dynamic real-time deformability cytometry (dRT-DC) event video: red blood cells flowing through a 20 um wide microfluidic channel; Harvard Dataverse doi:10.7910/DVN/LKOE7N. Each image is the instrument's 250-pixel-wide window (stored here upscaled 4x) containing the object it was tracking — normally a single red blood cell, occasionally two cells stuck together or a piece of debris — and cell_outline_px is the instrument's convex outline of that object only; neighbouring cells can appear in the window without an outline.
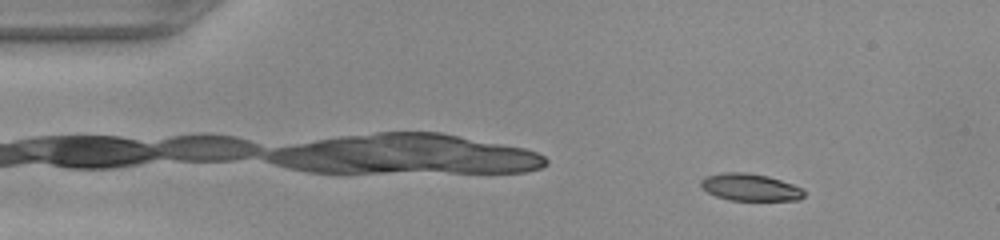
{"species": "common noctule bat (a hibernating species)", "species_latin": "Nyctalus noctula", "temperature_condition": "warm", "stored_images_in_passage": 49, "camera_frame_rate_fps": 3000, "um_per_image_px": 0.085, "animal": {"sex": "female", "body_mass_g": 22.0, "forearm_length_mm": 56.7}, "frame": {"image": 1, "passage_image": 6, "time_ms": 1.667, "image_size_px": [1000, 240], "cell_outline_px": [[804, 196], [800, 200], [728, 200], [716, 196], [708, 192], [700, 184], [700, 180], [704, 176], [724, 172], [744, 172], [768, 176], [792, 184], [800, 188], [804, 192]], "centroid_in_image_um": [63.74, 15.91], "position_along_channel_um": 21.3, "area_um2": 16.24}}
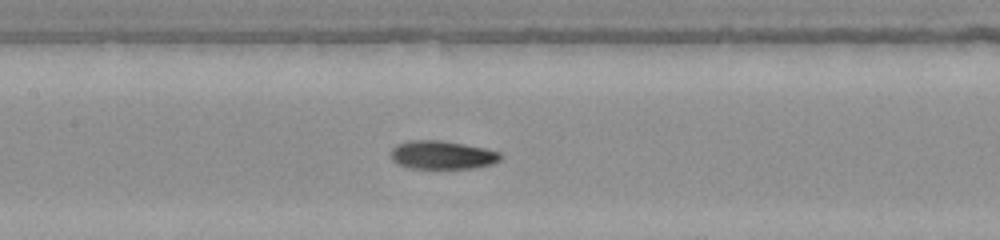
{"frame": {"image": 2, "passage_image": 23, "time_ms": 7.333, "image_size_px": [1000, 240], "cell_outline_px": [[500, 160], [492, 164], [476, 168], [412, 168], [400, 164], [392, 160], [392, 148], [396, 144], [412, 140], [440, 140], [484, 148], [500, 152]], "centroid_in_image_um": [37.6, 13.17], "position_along_channel_um": 169.8, "area_um2": 17.92}}
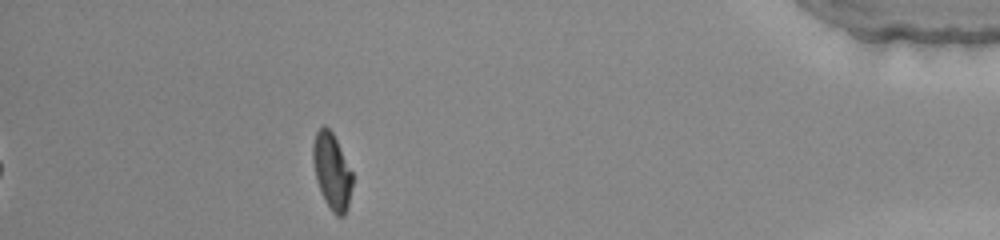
{"frame": {"image": 3, "passage_image": 44, "time_ms": 14.333, "image_size_px": [1000, 240], "cell_outline_px": [[352, 188], [348, 204], [344, 216], [336, 216], [332, 212], [324, 200], [316, 180], [312, 160], [312, 144], [316, 132], [324, 124], [332, 132], [352, 172]], "centroid_in_image_um": [28.19, 14.56], "position_along_channel_um": 407.0, "area_um2": 17.46}}